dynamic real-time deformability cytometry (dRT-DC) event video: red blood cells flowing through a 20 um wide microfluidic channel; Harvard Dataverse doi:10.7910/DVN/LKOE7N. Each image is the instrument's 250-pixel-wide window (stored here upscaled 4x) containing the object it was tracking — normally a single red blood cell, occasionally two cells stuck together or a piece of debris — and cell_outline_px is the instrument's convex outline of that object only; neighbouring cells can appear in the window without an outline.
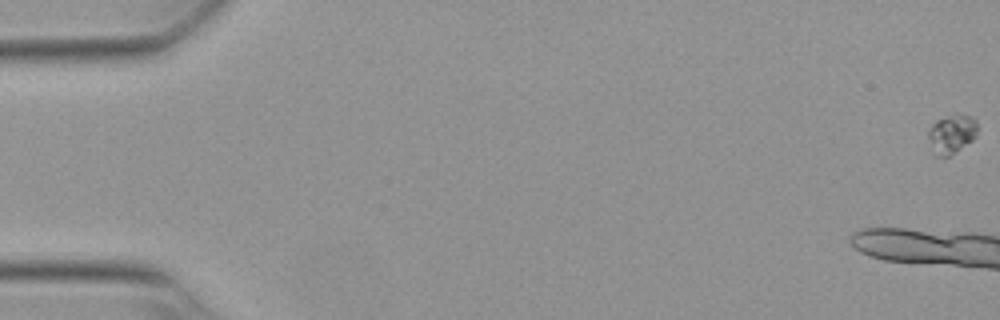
{"species": "Egyptian fruit bat (a non-hibernating species)", "species_latin": "Rousettus aegyptiacus", "temperature_condition": "warm", "stored_images_in_passage": 15, "camera_frame_rate_fps": 3000, "um_per_image_px": 0.085, "animal": {"sex": "female"}, "frame": {"image": 1, "passage_image": 1, "time_ms": 0.0, "image_size_px": [1000, 320], "cell_outline_px": [[976, 136], [972, 140], [948, 156], [936, 156], [928, 136], [928, 128], [936, 120], [956, 112], [960, 112], [972, 116], [976, 120]], "centroid_in_image_um": [80.9, 11.32], "position_along_channel_um": 4.1, "area_um2": 11.16}}